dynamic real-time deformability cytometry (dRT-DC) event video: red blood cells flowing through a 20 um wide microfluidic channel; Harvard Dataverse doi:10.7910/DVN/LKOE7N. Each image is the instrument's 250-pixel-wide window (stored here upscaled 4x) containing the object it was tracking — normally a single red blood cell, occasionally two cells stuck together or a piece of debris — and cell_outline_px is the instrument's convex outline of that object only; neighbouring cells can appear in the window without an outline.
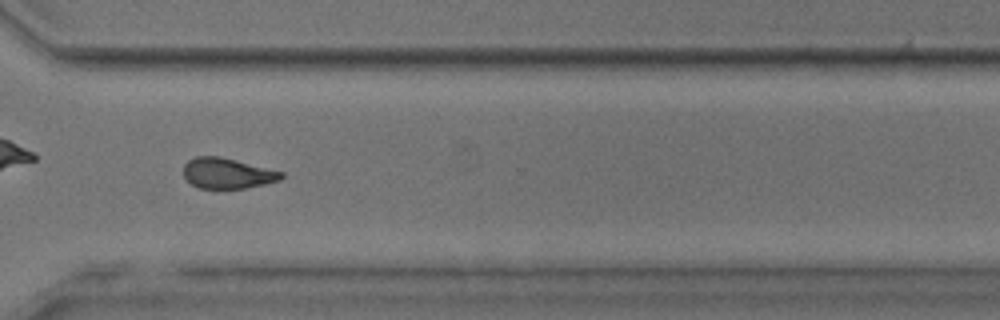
{"species": "common noctule bat (a hibernating species)", "species_latin": "Nyctalus noctula", "temperature_condition": "room temperature", "stored_images_in_passage": 48, "camera_frame_rate_fps": 3000, "um_per_image_px": 0.085, "animal": {"sex": "male", "body_mass_g": 17.9, "forearm_length_mm": 54.2}, "frame": {"image": 1, "passage_image": 35, "time_ms": 11.333, "image_size_px": [1000, 320], "cell_outline_px": [[284, 176], [280, 180], [264, 184], [244, 188], [200, 188], [192, 184], [184, 176], [184, 164], [188, 160], [196, 156], [220, 156], [284, 172]], "centroid_in_image_um": [19.33, 14.72], "position_along_channel_um": 351.3, "area_um2": 17.28}}
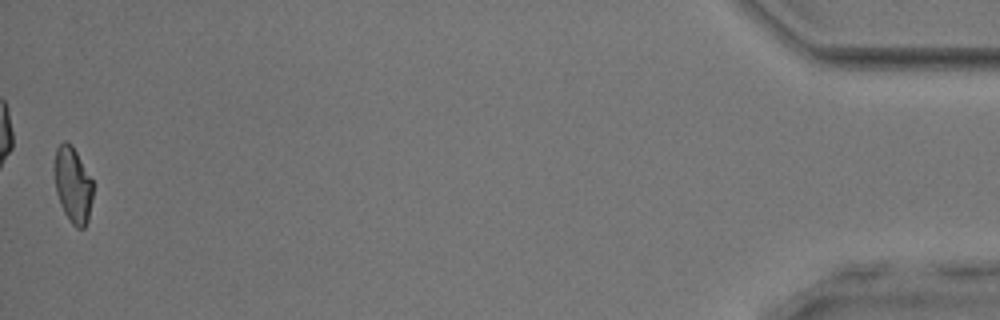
{"frame": {"image": 2, "passage_image": 48, "time_ms": 15.667, "image_size_px": [1000, 320], "cell_outline_px": [[92, 200], [88, 220], [84, 228], [76, 228], [72, 224], [64, 212], [60, 204], [56, 192], [56, 148], [64, 140], [72, 144], [92, 180]], "centroid_in_image_um": [6.21, 15.74], "position_along_channel_um": 429.0, "area_um2": 16.65}, "authors_computed_cell_mechanics": {"area_um2": 18.2648, "velocity_mm_per_s": 3.9209, "shape_relaxation_time_tau1_ms": null, "shape_relaxation_time_tau2_ms": 3.1659, "deformation_change_tau1": null, "deformation_change_tau2": 0.1114}}